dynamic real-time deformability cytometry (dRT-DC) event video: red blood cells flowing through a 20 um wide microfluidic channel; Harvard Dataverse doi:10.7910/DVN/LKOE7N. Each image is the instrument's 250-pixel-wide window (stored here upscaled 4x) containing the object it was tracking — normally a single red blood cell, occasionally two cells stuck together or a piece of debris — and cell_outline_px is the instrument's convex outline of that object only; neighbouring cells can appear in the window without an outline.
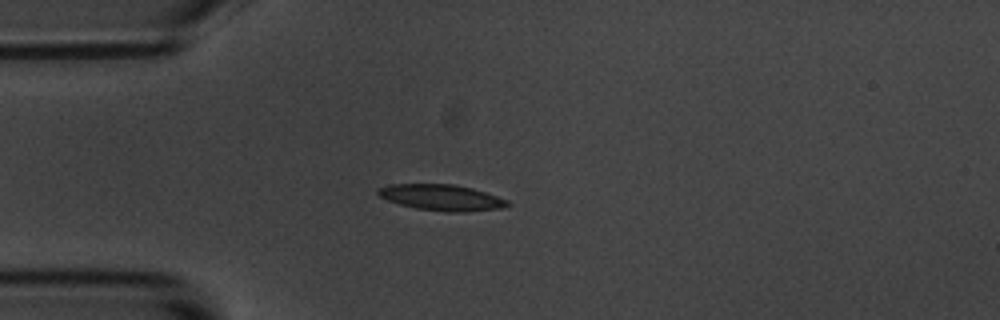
{"species": "common noctule bat (a hibernating species)", "species_latin": "Nyctalus noctula", "temperature_condition": "room temperature", "stored_images_in_passage": 3, "camera_frame_rate_fps": 3000, "um_per_image_px": 0.085, "animal": {"sex": "male", "body_mass_g": 20.1, "forearm_length_mm": 53.5}, "frame": {"image": 1, "passage_image": 3, "time_ms": 3.333, "image_size_px": [1000, 320], "cell_outline_px": [[512, 204], [500, 208], [464, 212], [444, 212], [416, 208], [400, 204], [388, 200], [380, 196], [376, 192], [380, 188], [388, 184], [452, 184], [472, 188], [508, 200]], "centroid_in_image_um": [37.54, 16.79], "position_along_channel_um": 47.5, "area_um2": 19.48}}